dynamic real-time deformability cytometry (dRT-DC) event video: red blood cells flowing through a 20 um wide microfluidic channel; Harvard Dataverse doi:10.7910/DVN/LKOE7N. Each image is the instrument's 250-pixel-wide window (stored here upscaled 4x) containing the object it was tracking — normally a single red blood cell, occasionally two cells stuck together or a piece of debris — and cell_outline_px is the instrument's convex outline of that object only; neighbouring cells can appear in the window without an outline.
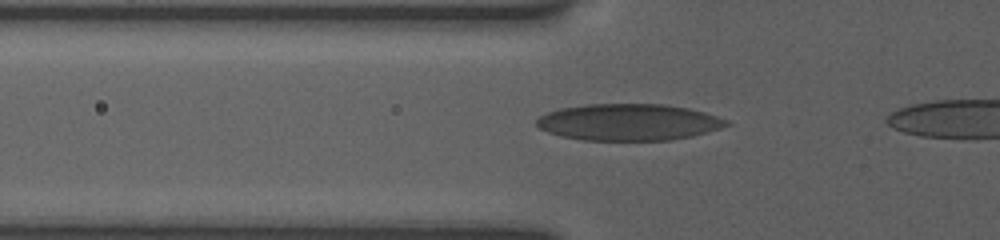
{"species": "human", "species_latin": "Homo sapiens", "temperature_condition": "room temperature", "stored_images_in_passage": 14, "camera_frame_rate_fps": 3000, "um_per_image_px": 0.085, "donor": {"sex": "female"}, "frame": {"image": 1, "passage_image": 10, "time_ms": 4.0, "image_size_px": [1000, 240], "cell_outline_px": [[732, 124], [720, 128], [692, 136], [668, 140], [584, 140], [560, 136], [548, 132], [540, 128], [536, 124], [536, 120], [540, 116], [548, 112], [560, 108], [588, 104], [664, 104], [688, 108], [704, 112], [728, 120]], "centroid_in_image_um": [53.43, 10.38], "position_along_channel_um": 72.4, "area_um2": 40.4}}